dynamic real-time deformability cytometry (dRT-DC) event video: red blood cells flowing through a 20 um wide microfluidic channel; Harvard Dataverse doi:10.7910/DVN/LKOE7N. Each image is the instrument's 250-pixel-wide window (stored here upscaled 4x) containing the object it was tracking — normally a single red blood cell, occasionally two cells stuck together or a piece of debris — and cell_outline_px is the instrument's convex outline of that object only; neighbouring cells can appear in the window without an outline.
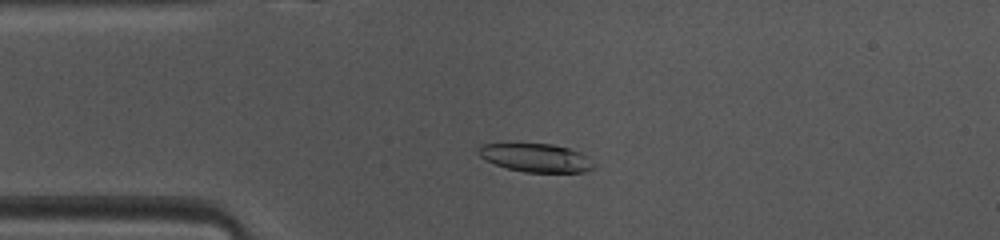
{"species": "common noctule bat (a hibernating species)", "species_latin": "Nyctalus noctula", "temperature_condition": "warm", "stored_images_in_passage": 38, "camera_frame_rate_fps": 3000, "um_per_image_px": 0.085, "animal": {"sex": "female", "body_mass_g": 10.0, "forearm_length_mm": 53.1}, "frame": {"image": 1, "passage_image": 1, "time_ms": 0.0, "image_size_px": [1000, 240], "cell_outline_px": [[596, 168], [584, 172], [524, 172], [508, 168], [496, 164], [480, 156], [476, 152], [476, 148], [480, 144], [552, 144], [568, 148], [580, 152], [588, 156], [596, 164]], "centroid_in_image_um": [45.6, 13.41], "position_along_channel_um": 39.4, "area_um2": 19.13}}
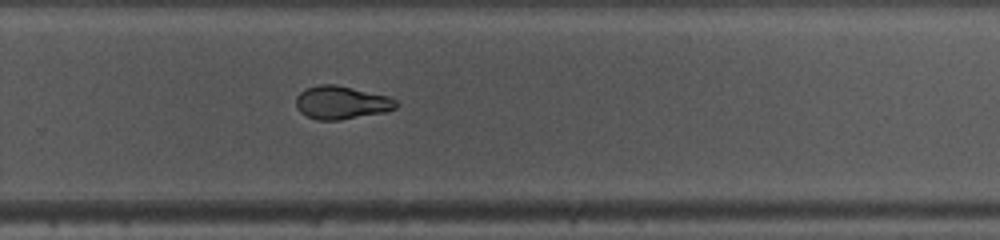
{"frame": {"image": 2, "passage_image": 21, "time_ms": 6.667, "image_size_px": [1000, 240], "cell_outline_px": [[400, 104], [396, 108], [384, 112], [340, 120], [316, 120], [300, 112], [296, 108], [296, 96], [304, 88], [320, 84], [332, 84], [392, 96]], "centroid_in_image_um": [29.03, 8.71], "position_along_channel_um": 300.8, "area_um2": 19.54}}
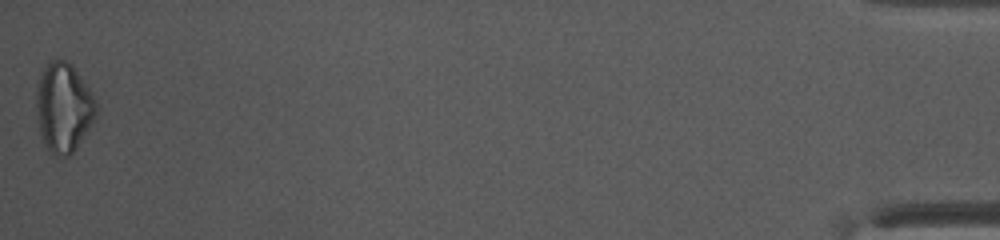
{"frame": {"image": 3, "passage_image": 38, "time_ms": 12.333, "image_size_px": [1000, 240], "cell_outline_px": [[96, 116], [76, 148], [68, 156], [52, 156], [48, 152], [44, 144], [40, 132], [36, 104], [36, 88], [40, 72], [52, 60], [68, 60], [72, 64], [88, 88], [96, 104]], "centroid_in_image_um": [5.37, 9.15], "position_along_channel_um": 429.8, "area_um2": 30.92}, "authors_computed_cell_mechanics": {"area_um2": 19.7098, "velocity_mm_per_s": 4.1267, "shape_relaxation_time_tau1_ms": 5.5885, "shape_relaxation_time_tau2_ms": 3.2827, "deformation_change_tau1": 0.1902, "deformation_change_tau2": 0.0644}}